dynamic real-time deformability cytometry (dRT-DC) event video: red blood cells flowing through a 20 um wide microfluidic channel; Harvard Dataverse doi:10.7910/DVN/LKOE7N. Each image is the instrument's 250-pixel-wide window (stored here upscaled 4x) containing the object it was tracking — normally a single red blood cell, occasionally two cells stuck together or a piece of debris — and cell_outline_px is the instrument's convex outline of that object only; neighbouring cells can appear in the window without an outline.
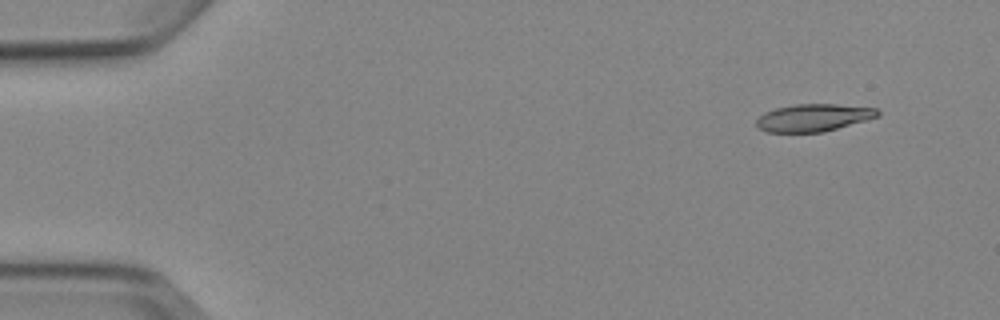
{"species": "Egyptian fruit bat (a non-hibernating species)", "species_latin": "Rousettus aegyptiacus", "temperature_condition": "cold", "stored_images_in_passage": 9, "camera_frame_rate_fps": 3000, "um_per_image_px": 0.085, "animal": {"sex": "female"}, "frame": {"image": 1, "passage_image": 2, "time_ms": 1.333, "image_size_px": [1000, 320], "cell_outline_px": [[880, 116], [824, 132], [768, 132], [760, 128], [756, 124], [756, 120], [764, 112], [776, 108], [796, 104], [836, 104], [876, 108], [880, 112]], "centroid_in_image_um": [69.16, 10.0], "position_along_channel_um": 15.8, "area_um2": 19.31}}
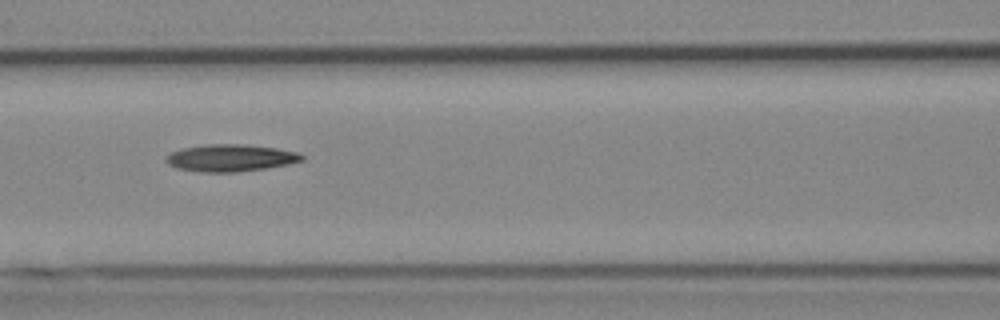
{"frame": {"image": 2, "passage_image": 7, "time_ms": 7.667, "image_size_px": [1000, 320], "cell_outline_px": [[304, 160], [288, 164], [268, 168], [236, 172], [200, 172], [176, 168], [168, 164], [164, 160], [164, 156], [180, 148], [208, 144], [244, 144], [276, 148], [300, 152], [304, 156]], "centroid_in_image_um": [19.58, 13.42], "position_along_channel_um": 147.0, "area_um2": 21.73}}
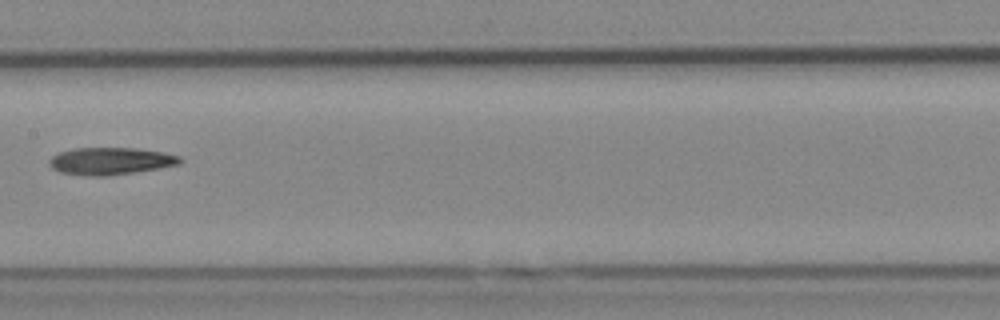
{"frame": {"image": 3, "passage_image": 8, "time_ms": 9.0, "image_size_px": [1000, 320], "cell_outline_px": [[184, 160], [180, 164], [160, 168], [108, 176], [88, 176], [60, 172], [52, 168], [48, 164], [48, 160], [52, 156], [60, 152], [72, 148], [136, 148], [164, 152], [180, 156]], "centroid_in_image_um": [9.41, 13.69], "position_along_channel_um": 198.0, "area_um2": 20.92}}